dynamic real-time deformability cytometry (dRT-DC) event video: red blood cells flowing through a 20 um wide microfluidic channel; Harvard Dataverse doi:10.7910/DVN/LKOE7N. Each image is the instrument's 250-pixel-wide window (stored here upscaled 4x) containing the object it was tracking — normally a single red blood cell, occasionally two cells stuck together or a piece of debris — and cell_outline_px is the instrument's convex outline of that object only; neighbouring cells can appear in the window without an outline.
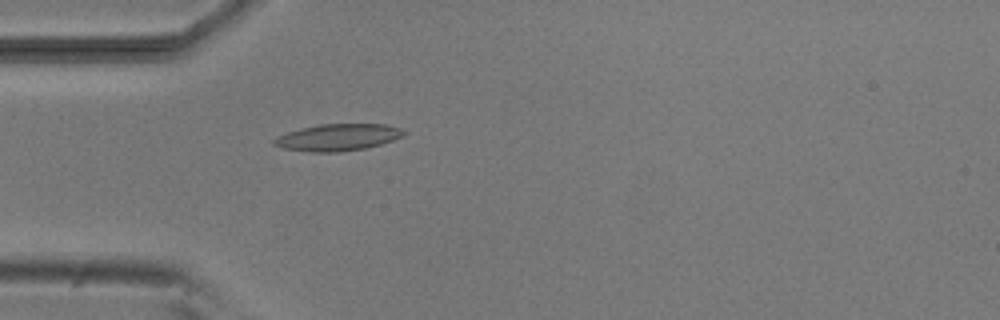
{"species": "common noctule bat (a hibernating species)", "species_latin": "Nyctalus noctula", "temperature_condition": "room temperature", "stored_images_in_passage": 4, "camera_frame_rate_fps": 3000, "um_per_image_px": 0.085, "animal": {"sex": "male", "body_mass_g": 20.5, "forearm_length_mm": 52.5}, "frame": {"image": 1, "passage_image": 4, "time_ms": 4.333, "image_size_px": [1000, 320], "cell_outline_px": [[408, 132], [404, 136], [380, 144], [364, 148], [340, 152], [308, 152], [284, 148], [272, 144], [272, 140], [276, 136], [300, 128], [320, 124], [388, 124], [400, 128]], "centroid_in_image_um": [28.71, 11.67], "position_along_channel_um": 56.3, "area_um2": 20.4}}